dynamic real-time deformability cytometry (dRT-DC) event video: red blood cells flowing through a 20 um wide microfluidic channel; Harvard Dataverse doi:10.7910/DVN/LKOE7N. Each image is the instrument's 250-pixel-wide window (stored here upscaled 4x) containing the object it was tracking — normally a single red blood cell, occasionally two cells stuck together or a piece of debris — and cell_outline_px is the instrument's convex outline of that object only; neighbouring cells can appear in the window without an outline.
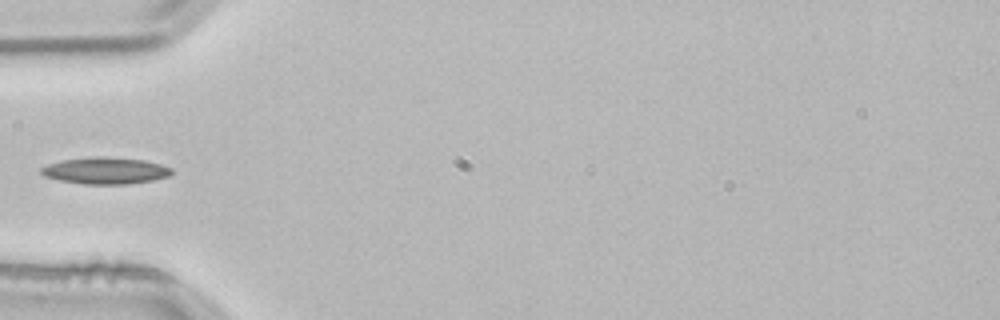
{"species": "common noctule bat (a hibernating species)", "species_latin": "Nyctalus noctula", "temperature_condition": "room temperature", "stored_images_in_passage": 2, "camera_frame_rate_fps": 3000, "um_per_image_px": 0.085, "animal": {"sex": "male", "body_mass_g": 21.5, "forearm_length_mm": 52.0}, "frame": {"image": 1, "passage_image": 2, "time_ms": 0.333, "image_size_px": [1000, 320], "cell_outline_px": [[172, 172], [168, 176], [152, 180], [124, 184], [84, 184], [60, 180], [44, 176], [40, 172], [40, 168], [48, 164], [64, 160], [96, 156], [108, 156], [144, 160], [160, 164], [172, 168]], "centroid_in_image_um": [8.95, 14.49], "position_along_channel_um": 76.1, "area_um2": 20.17}}